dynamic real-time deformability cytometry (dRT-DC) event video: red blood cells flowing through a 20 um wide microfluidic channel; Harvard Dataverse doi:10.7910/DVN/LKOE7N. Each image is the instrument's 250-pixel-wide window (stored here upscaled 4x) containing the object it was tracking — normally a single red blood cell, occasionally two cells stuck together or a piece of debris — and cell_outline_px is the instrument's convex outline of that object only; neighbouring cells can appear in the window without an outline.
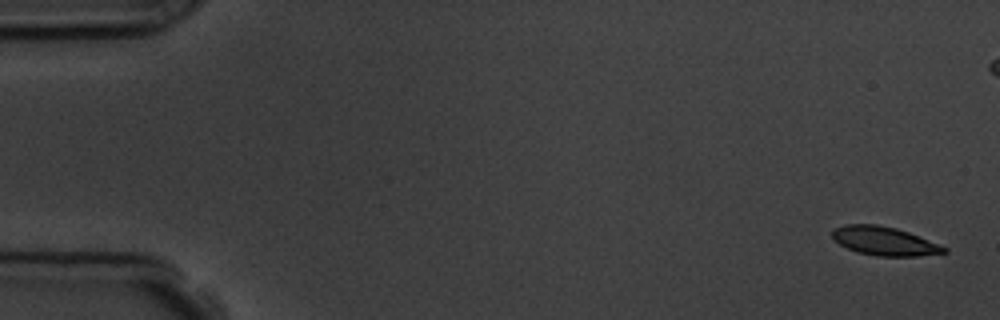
{"species": "common noctule bat (a hibernating species)", "species_latin": "Nyctalus noctula", "temperature_condition": "room temperature", "stored_images_in_passage": 6, "camera_frame_rate_fps": 3000, "um_per_image_px": 0.085, "animal": {"sex": "male", "body_mass_g": 19.5, "forearm_length_mm": 54.6}, "frame": {"image": 1, "passage_image": 1, "time_ms": 0.0, "image_size_px": [1000, 320], "cell_outline_px": [[948, 252], [916, 256], [876, 256], [856, 252], [832, 240], [832, 228], [848, 224], [876, 224], [896, 228], [908, 232], [948, 248]], "centroid_in_image_um": [75.12, 20.49], "position_along_channel_um": 9.9, "area_um2": 18.67}}